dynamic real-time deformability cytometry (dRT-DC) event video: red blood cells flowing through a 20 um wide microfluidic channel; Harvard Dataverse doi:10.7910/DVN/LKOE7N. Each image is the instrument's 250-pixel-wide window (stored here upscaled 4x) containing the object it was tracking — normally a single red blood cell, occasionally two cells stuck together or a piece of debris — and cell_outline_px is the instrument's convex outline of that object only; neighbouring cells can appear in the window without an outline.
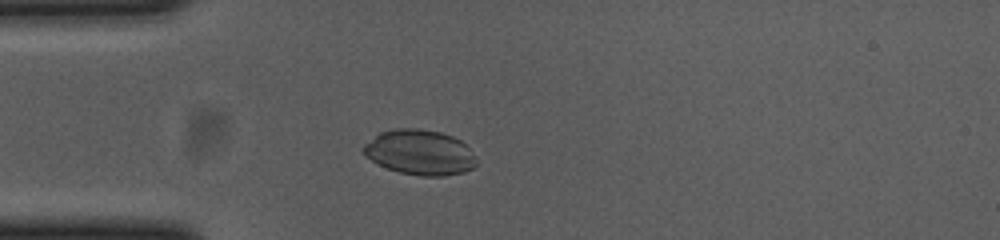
{"species": "common noctule bat (a hibernating species)", "species_latin": "Nyctalus noctula", "temperature_condition": "cold", "stored_images_in_passage": 50, "camera_frame_rate_fps": 3000, "um_per_image_px": 0.085, "animal": {"sex": "female", "body_mass_g": 23.0, "forearm_length_mm": 53.4}, "frame": {"image": 1, "passage_image": 10, "time_ms": 3.0, "image_size_px": [1000, 240], "cell_outline_px": [[476, 164], [472, 168], [464, 172], [444, 176], [420, 176], [400, 172], [388, 168], [372, 160], [364, 152], [364, 144], [380, 132], [396, 128], [416, 128], [440, 132], [452, 136], [460, 140], [476, 156]], "centroid_in_image_um": [35.71, 12.95], "position_along_channel_um": 49.3, "area_um2": 29.42}}
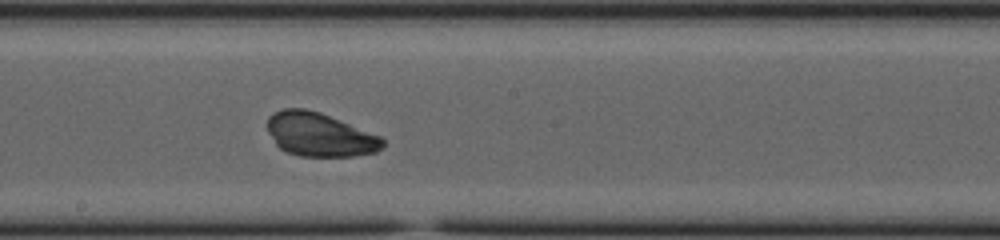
{"frame": {"image": 2, "passage_image": 25, "time_ms": 8.0, "image_size_px": [1000, 240], "cell_outline_px": [[384, 148], [376, 152], [352, 156], [300, 156], [288, 152], [280, 148], [276, 144], [268, 132], [268, 116], [272, 112], [284, 108], [304, 108], [320, 112], [380, 136], [384, 140]], "centroid_in_image_um": [27.16, 11.44], "position_along_channel_um": 221.0, "area_um2": 29.3}}
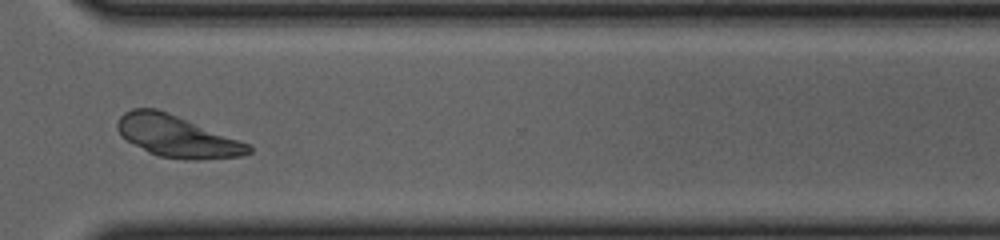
{"frame": {"image": 3, "passage_image": 36, "time_ms": 11.667, "image_size_px": [1000, 240], "cell_outline_px": [[252, 152], [244, 156], [200, 160], [188, 160], [160, 156], [148, 152], [124, 140], [120, 136], [116, 128], [116, 124], [120, 116], [124, 112], [132, 108], [156, 108], [168, 112], [240, 140], [248, 144], [252, 148]], "centroid_in_image_um": [15.01, 11.59], "position_along_channel_um": 355.6, "area_um2": 32.08}, "authors_computed_cell_mechanics": {"area_um2": 29.7959, "velocity_mm_per_s": 3.663, "shape_relaxation_time_tau1_ms": 1.3321, "shape_relaxation_time_tau2_ms": 1.8136, "deformation_change_tau1": 0.0149, "deformation_change_tau2": 0.0547}}